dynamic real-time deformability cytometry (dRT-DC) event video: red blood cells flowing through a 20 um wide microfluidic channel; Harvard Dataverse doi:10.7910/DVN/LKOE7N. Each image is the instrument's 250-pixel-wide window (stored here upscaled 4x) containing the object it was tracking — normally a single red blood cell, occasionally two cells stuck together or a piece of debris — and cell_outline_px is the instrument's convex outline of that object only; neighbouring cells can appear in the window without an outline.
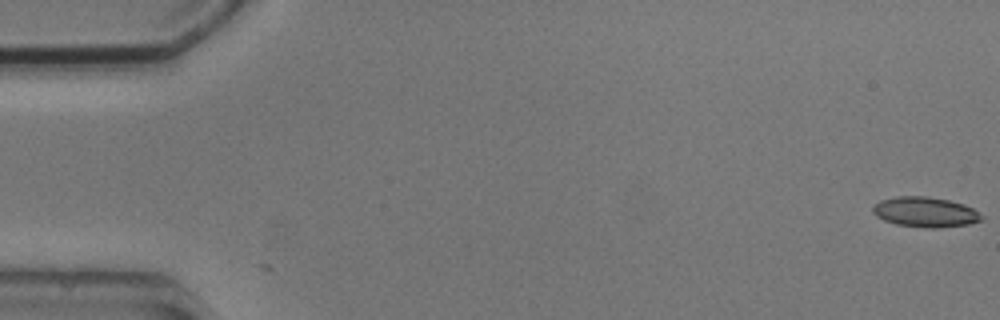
{"species": "common noctule bat (a hibernating species)", "species_latin": "Nyctalus noctula", "temperature_condition": "cold", "stored_images_in_passage": 4, "camera_frame_rate_fps": 3000, "um_per_image_px": 0.085, "animal": {"sex": "male", "body_mass_g": 20.5, "forearm_length_mm": 52.5}, "frame": {"image": 1, "passage_image": 1, "time_ms": 0.0, "image_size_px": [1000, 320], "cell_outline_px": [[984, 220], [968, 224], [936, 228], [924, 228], [896, 224], [884, 220], [876, 216], [872, 212], [872, 208], [880, 200], [896, 196], [924, 196], [948, 200], [964, 204], [972, 208], [984, 216]], "centroid_in_image_um": [78.65, 18.03], "position_along_channel_um": 6.3, "area_um2": 19.13}}
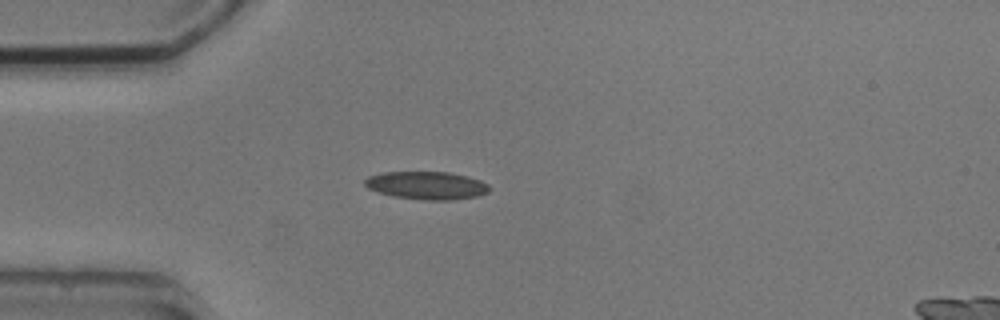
{"frame": {"image": 2, "passage_image": 4, "time_ms": 4.667, "image_size_px": [1000, 320], "cell_outline_px": [[492, 188], [488, 192], [476, 196], [452, 200], [424, 200], [392, 196], [368, 188], [364, 184], [364, 180], [368, 176], [384, 172], [448, 172], [468, 176], [480, 180], [488, 184]], "centroid_in_image_um": [36.29, 15.76], "position_along_channel_um": 48.7, "area_um2": 20.29}}